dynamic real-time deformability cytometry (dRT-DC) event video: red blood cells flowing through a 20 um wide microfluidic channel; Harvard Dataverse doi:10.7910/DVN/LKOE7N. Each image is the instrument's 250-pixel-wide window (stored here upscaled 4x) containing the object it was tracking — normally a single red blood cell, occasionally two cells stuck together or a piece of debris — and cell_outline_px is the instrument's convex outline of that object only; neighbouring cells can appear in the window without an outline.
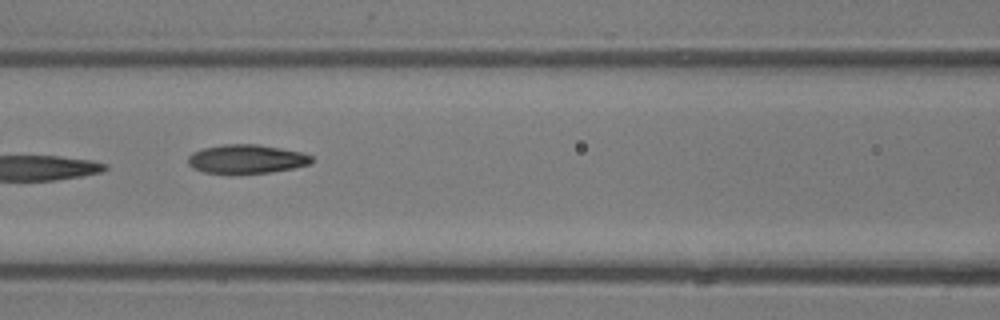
{"species": "common noctule bat (a hibernating species)", "species_latin": "Nyctalus noctula", "temperature_condition": "room temperature", "stored_images_in_passage": 6, "camera_frame_rate_fps": 3000, "um_per_image_px": 0.085, "animal": {"sex": "male", "body_mass_g": 13.3}, "frame": {"image": 1, "passage_image": 6, "time_ms": 5.667, "image_size_px": [1000, 320], "cell_outline_px": [[312, 164], [292, 168], [268, 172], [232, 176], [204, 172], [192, 168], [188, 164], [188, 156], [192, 152], [204, 148], [224, 144], [256, 144], [280, 148], [300, 152], [312, 156]], "centroid_in_image_um": [20.9, 13.55], "position_along_channel_um": 145.7, "area_um2": 21.27}}